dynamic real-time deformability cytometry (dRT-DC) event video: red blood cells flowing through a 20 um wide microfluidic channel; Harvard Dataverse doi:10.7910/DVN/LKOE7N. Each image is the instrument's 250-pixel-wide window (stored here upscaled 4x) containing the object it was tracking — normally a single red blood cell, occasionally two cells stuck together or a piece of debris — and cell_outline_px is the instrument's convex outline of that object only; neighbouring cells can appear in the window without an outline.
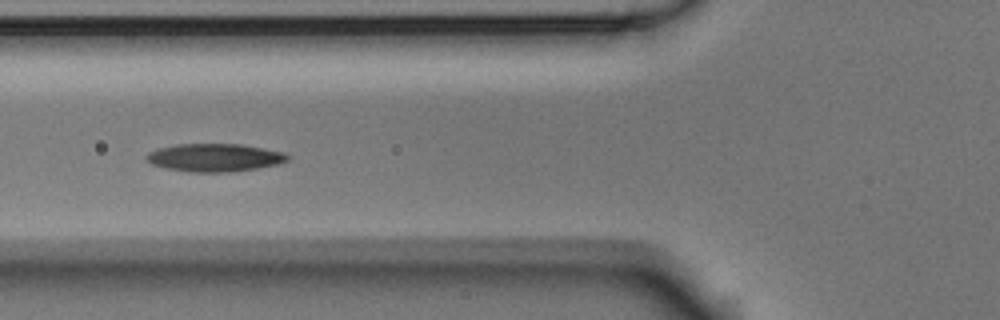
{"species": "Egyptian fruit bat (a non-hibernating species)", "species_latin": "Rousettus aegyptiacus", "temperature_condition": "room temperature", "stored_images_in_passage": 5, "camera_frame_rate_fps": 3000, "um_per_image_px": 0.085, "animal": {"sex": "male"}, "frame": {"image": 1, "passage_image": 5, "time_ms": 1.333, "image_size_px": [1000, 320], "cell_outline_px": [[288, 160], [276, 164], [256, 168], [232, 172], [188, 172], [164, 168], [152, 164], [144, 160], [144, 156], [148, 152], [156, 148], [176, 144], [240, 144], [284, 152], [288, 156]], "centroid_in_image_um": [18.15, 13.39], "position_along_channel_um": 107.7, "area_um2": 23.12}}